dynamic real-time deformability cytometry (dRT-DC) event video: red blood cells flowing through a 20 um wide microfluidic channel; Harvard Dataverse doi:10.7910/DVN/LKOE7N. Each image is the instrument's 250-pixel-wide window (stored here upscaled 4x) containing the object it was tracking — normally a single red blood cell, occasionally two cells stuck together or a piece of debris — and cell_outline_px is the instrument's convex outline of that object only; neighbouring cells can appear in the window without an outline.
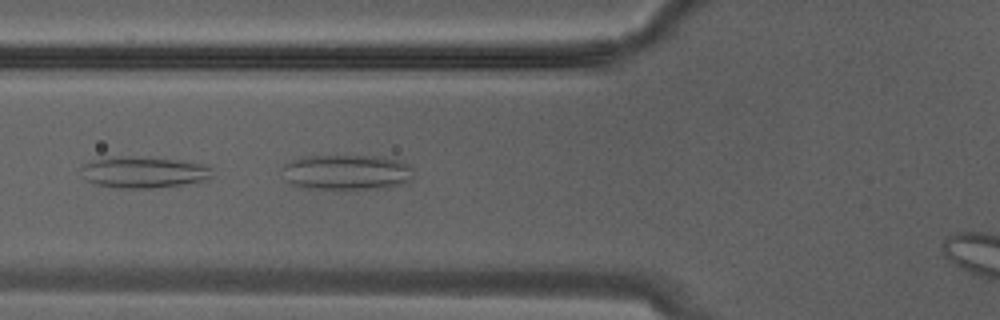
{"species": "Egyptian fruit bat (a non-hibernating species)", "species_latin": "Rousettus aegyptiacus", "temperature_condition": "warm", "stored_images_in_passage": 7, "camera_frame_rate_fps": 3000, "um_per_image_px": 0.085, "animal": {"sex": "male"}, "frame": {"image": 1, "passage_image": 6, "time_ms": 1.667, "image_size_px": [1000, 320], "cell_outline_px": [[412, 176], [408, 180], [400, 184], [380, 188], [336, 192], [300, 188], [292, 184], [288, 180], [280, 168], [284, 164], [300, 156], [380, 156], [396, 160], [408, 164], [412, 168]], "centroid_in_image_um": [29.38, 14.68], "position_along_channel_um": 96.4, "area_um2": 27.86}}